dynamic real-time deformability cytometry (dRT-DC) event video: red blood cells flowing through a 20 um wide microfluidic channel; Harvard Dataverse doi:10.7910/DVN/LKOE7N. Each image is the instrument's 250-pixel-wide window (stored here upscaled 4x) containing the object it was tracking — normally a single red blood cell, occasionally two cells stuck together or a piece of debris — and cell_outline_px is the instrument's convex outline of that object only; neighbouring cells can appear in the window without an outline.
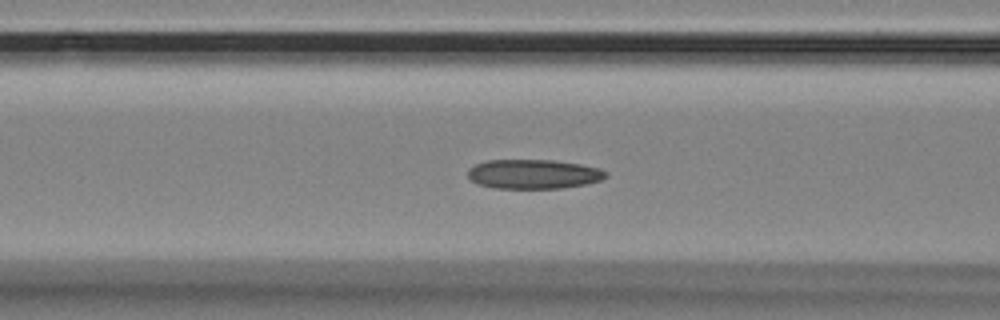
{"species": "Egyptian fruit bat (a non-hibernating species)", "species_latin": "Rousettus aegyptiacus", "temperature_condition": "room temperature", "stored_images_in_passage": 44, "camera_frame_rate_fps": 3000, "um_per_image_px": 0.085, "animal": {"sex": "female"}, "frame": {"image": 1, "passage_image": 17, "time_ms": 5.333, "image_size_px": [1000, 320], "cell_outline_px": [[608, 176], [600, 180], [588, 184], [560, 188], [492, 188], [480, 184], [472, 180], [468, 176], [468, 168], [476, 164], [488, 160], [552, 160], [580, 164], [600, 168], [608, 172]], "centroid_in_image_um": [45.38, 14.79], "position_along_channel_um": 121.2, "area_um2": 23.64}}
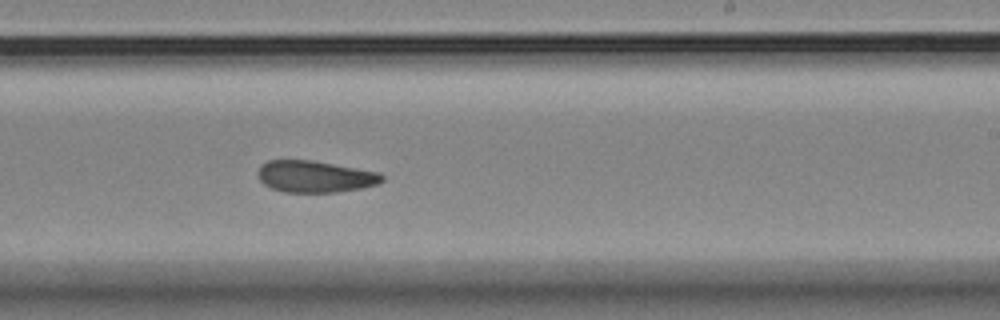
{"frame": {"image": 2, "passage_image": 29, "time_ms": 9.333, "image_size_px": [1000, 320], "cell_outline_px": [[384, 180], [380, 184], [360, 188], [336, 192], [284, 192], [272, 188], [264, 184], [260, 180], [256, 172], [260, 164], [268, 160], [312, 160], [380, 172], [384, 176]], "centroid_in_image_um": [26.77, 15.0], "position_along_channel_um": 262.2, "area_um2": 23.12}}
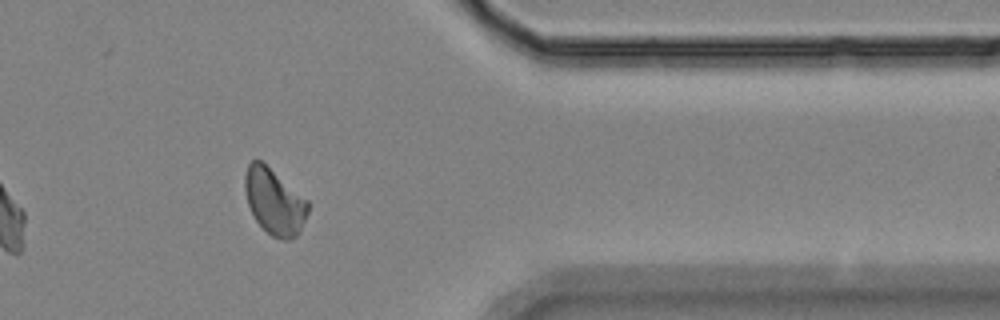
{"frame": {"image": 3, "passage_image": 41, "time_ms": 13.333, "image_size_px": [1000, 320], "cell_outline_px": [[308, 212], [296, 236], [288, 240], [284, 240], [272, 236], [256, 220], [248, 204], [244, 188], [244, 176], [248, 164], [252, 160], [260, 160], [308, 200]], "centroid_in_image_um": [23.3, 17.12], "position_along_channel_um": 388.1, "area_um2": 23.76}, "authors_computed_cell_mechanics": {"area_um2": 23.4668, "velocity_mm_per_s": 3.5278, "shape_relaxation_time_tau1_ms": null, "shape_relaxation_time_tau2_ms": 10.3656, "deformation_change_tau1": null, "deformation_change_tau2": 0.1748}}